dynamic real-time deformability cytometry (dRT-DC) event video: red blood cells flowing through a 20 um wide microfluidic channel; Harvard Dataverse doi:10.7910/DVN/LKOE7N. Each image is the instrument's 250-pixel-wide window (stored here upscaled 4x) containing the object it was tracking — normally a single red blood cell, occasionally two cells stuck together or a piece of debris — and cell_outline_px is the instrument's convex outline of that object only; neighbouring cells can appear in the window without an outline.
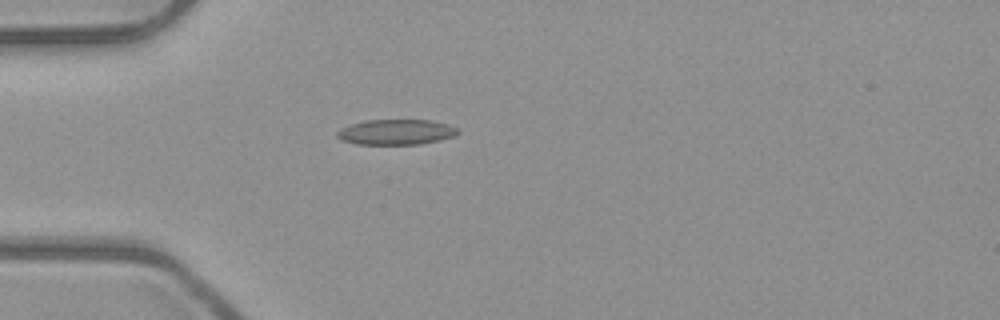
{"species": "common noctule bat (a hibernating species)", "species_latin": "Nyctalus noctula", "temperature_condition": "room temperature", "stored_images_in_passage": 1, "camera_frame_rate_fps": 3000, "um_per_image_px": 0.085, "animal": {"sex": "male", "body_mass_g": 23.1, "forearm_length_mm": 52.7}, "frame": {"image": 1, "passage_image": 1, "time_ms": 0.0, "image_size_px": [1000, 320], "cell_outline_px": [[460, 132], [452, 136], [440, 140], [420, 144], [356, 144], [340, 140], [336, 136], [336, 132], [340, 128], [352, 124], [368, 120], [432, 120], [448, 124], [456, 128]], "centroid_in_image_um": [33.64, 11.22], "position_along_channel_um": 51.4, "area_um2": 17.8}}